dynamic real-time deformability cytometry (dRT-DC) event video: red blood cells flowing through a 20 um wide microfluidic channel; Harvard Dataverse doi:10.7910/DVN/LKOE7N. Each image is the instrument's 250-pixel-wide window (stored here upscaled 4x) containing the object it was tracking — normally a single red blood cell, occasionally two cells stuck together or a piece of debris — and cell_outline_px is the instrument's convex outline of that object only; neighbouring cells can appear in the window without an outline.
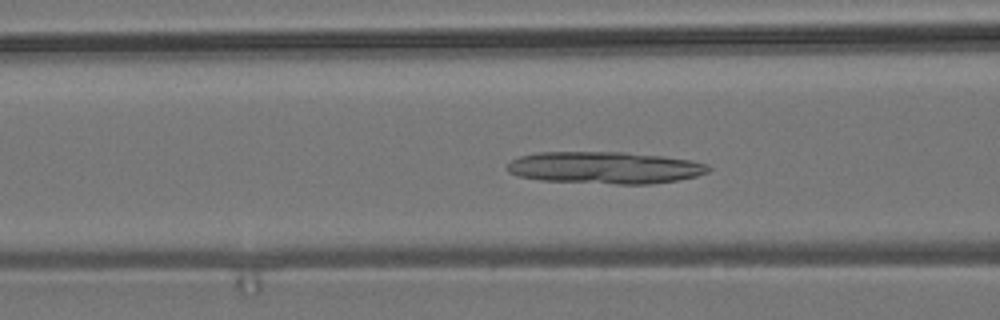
{"species": "common noctule bat (a hibernating species)", "species_latin": "Nyctalus noctula", "temperature_condition": "room temperature", "stored_images_in_passage": 41, "camera_frame_rate_fps": 3000, "um_per_image_px": 0.085, "animal": {"sex": "male", "body_mass_g": 19.2, "forearm_length_mm": 51.8}, "frame": {"image": 1, "passage_image": 18, "time_ms": 5.667, "image_size_px": [1000, 320], "cell_outline_px": [[712, 168], [708, 172], [696, 176], [676, 180], [652, 184], [616, 184], [540, 180], [520, 176], [508, 172], [508, 164], [512, 160], [520, 156], [536, 152], [624, 152], [660, 156], [692, 160], [708, 164]], "centroid_in_image_um": [51.44, 14.25], "position_along_channel_um": 115.2, "area_um2": 37.51}}
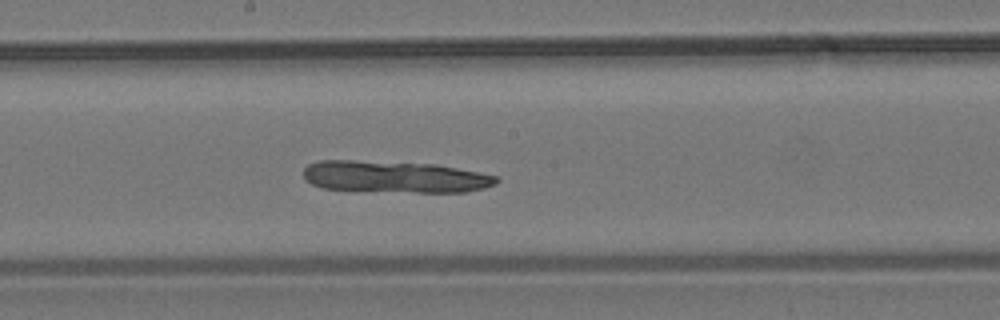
{"frame": {"image": 2, "passage_image": 26, "time_ms": 8.333, "image_size_px": [1000, 320], "cell_outline_px": [[500, 180], [496, 184], [484, 188], [464, 192], [416, 192], [324, 188], [312, 184], [304, 180], [304, 168], [308, 164], [320, 160], [352, 160], [436, 164], [500, 176]], "centroid_in_image_um": [33.59, 15.02], "position_along_channel_um": 214.6, "area_um2": 35.6}}
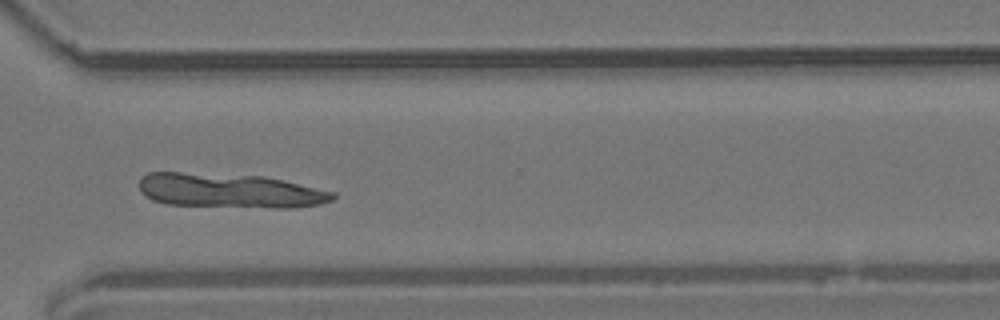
{"frame": {"image": 3, "passage_image": 37, "time_ms": 12.0, "image_size_px": [1000, 320], "cell_outline_px": [[336, 196], [332, 200], [320, 204], [296, 208], [276, 208], [168, 204], [152, 200], [140, 192], [140, 176], [148, 172], [180, 172], [264, 176], [284, 180], [336, 192]], "centroid_in_image_um": [19.55, 16.2], "position_along_channel_um": 351.0, "area_um2": 39.07}}